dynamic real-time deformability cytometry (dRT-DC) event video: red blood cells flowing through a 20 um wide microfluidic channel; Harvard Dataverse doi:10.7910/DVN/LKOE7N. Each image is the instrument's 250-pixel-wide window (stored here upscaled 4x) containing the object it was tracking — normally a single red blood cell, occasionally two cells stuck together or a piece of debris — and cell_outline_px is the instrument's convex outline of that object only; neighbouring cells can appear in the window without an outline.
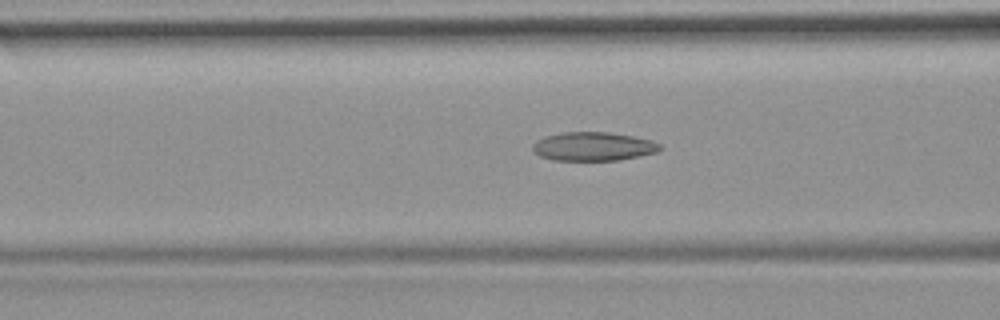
{"species": "common noctule bat (a hibernating species)", "species_latin": "Nyctalus noctula", "temperature_condition": "room temperature", "stored_images_in_passage": 44, "camera_frame_rate_fps": 3000, "um_per_image_px": 0.085, "animal": {"sex": "female", "body_mass_g": 19.9}, "frame": {"image": 1, "passage_image": 19, "time_ms": 6.0, "image_size_px": [1000, 320], "cell_outline_px": [[660, 148], [656, 152], [640, 156], [620, 160], [552, 160], [540, 156], [532, 148], [532, 144], [536, 140], [548, 136], [564, 132], [608, 132], [632, 136], [652, 140], [660, 144]], "centroid_in_image_um": [50.43, 12.45], "position_along_channel_um": 116.2, "area_um2": 21.15}}
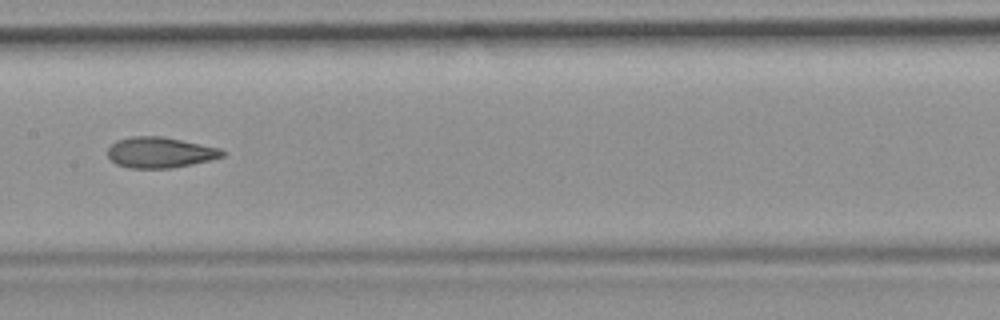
{"frame": {"image": 2, "passage_image": 25, "time_ms": 8.0, "image_size_px": [1000, 320], "cell_outline_px": [[224, 156], [192, 164], [172, 168], [128, 168], [116, 164], [108, 156], [108, 148], [116, 140], [132, 136], [164, 136], [220, 148], [224, 152]], "centroid_in_image_um": [13.58, 12.95], "position_along_channel_um": 193.8, "area_um2": 20.52}}
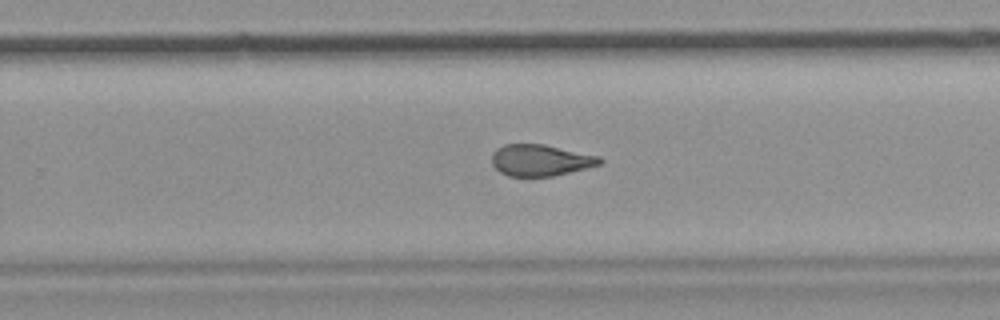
{"frame": {"image": 3, "passage_image": 32, "time_ms": 10.333, "image_size_px": [1000, 320], "cell_outline_px": [[604, 160], [600, 164], [552, 176], [508, 176], [500, 172], [492, 164], [492, 152], [496, 148], [504, 144], [544, 144], [600, 156]], "centroid_in_image_um": [45.91, 13.6], "position_along_channel_um": 283.9, "area_um2": 19.71}, "authors_computed_cell_mechanics": {"area_um2": 21.5305, "velocity_mm_per_s": 3.8872, "shape_relaxation_time_tau1_ms": null, "shape_relaxation_time_tau2_ms": 2.7711, "deformation_change_tau1": null, "deformation_change_tau2": 0.1139}}